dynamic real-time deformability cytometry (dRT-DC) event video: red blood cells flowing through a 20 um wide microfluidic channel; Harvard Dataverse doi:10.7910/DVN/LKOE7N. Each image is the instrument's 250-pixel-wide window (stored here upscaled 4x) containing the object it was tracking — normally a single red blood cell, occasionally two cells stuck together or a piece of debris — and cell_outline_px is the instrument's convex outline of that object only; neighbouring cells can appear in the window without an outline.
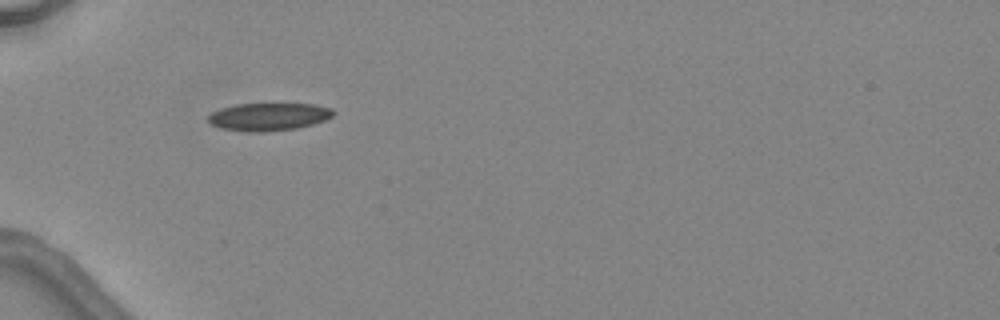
{"species": "common noctule bat (a hibernating species)", "species_latin": "Nyctalus noctula", "temperature_condition": "warm", "stored_images_in_passage": 1, "camera_frame_rate_fps": 3000, "um_per_image_px": 0.085, "animal": {"sex": "female", "body_mass_g": 24.6, "forearm_length_mm": 56.2}, "frame": {"image": 1, "passage_image": 1, "time_ms": 0.0, "image_size_px": [1000, 320], "cell_outline_px": [[336, 112], [332, 116], [324, 120], [312, 124], [296, 128], [260, 132], [248, 132], [220, 128], [212, 124], [208, 120], [208, 116], [212, 112], [220, 108], [236, 104], [312, 104], [332, 108]], "centroid_in_image_um": [22.82, 9.92], "position_along_channel_um": 62.2, "area_um2": 20.11}}